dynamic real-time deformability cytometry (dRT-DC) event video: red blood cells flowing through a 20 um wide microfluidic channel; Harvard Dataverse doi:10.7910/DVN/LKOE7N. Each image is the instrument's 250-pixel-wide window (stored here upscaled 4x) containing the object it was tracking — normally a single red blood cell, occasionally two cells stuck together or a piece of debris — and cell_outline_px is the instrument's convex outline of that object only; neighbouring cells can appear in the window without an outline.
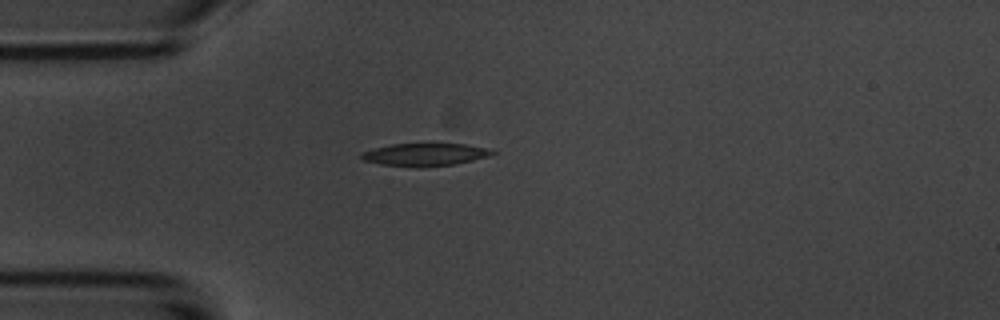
{"species": "common noctule bat (a hibernating species)", "species_latin": "Nyctalus noctula", "temperature_condition": "room temperature", "stored_images_in_passage": 1, "camera_frame_rate_fps": 3000, "um_per_image_px": 0.085, "animal": {"sex": "male", "body_mass_g": 20.1, "forearm_length_mm": 53.5}, "frame": {"image": 1, "passage_image": 1, "time_ms": 0.0, "image_size_px": [1000, 320], "cell_outline_px": [[496, 152], [488, 156], [456, 164], [420, 168], [380, 164], [364, 160], [360, 156], [360, 152], [372, 148], [392, 144], [464, 144], [484, 148]], "centroid_in_image_um": [36.04, 13.15], "position_along_channel_um": 49.0, "area_um2": 17.22}}